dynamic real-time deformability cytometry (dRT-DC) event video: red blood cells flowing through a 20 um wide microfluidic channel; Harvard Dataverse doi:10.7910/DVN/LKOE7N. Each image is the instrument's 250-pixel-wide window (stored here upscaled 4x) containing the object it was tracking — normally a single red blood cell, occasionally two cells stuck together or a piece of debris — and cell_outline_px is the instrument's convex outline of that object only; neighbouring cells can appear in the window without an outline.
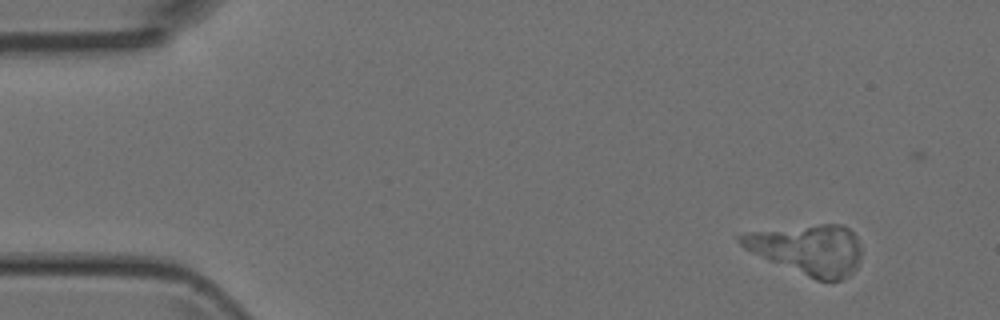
{"species": "Egyptian fruit bat (a non-hibernating species)", "species_latin": "Rousettus aegyptiacus", "temperature_condition": "room temperature", "stored_images_in_passage": 4, "camera_frame_rate_fps": 3000, "um_per_image_px": 0.085, "animal": {"sex": "female"}, "frame": {"image": 1, "passage_image": 1, "time_ms": 0.0, "image_size_px": [1000, 320], "cell_outline_px": [[860, 260], [856, 268], [848, 276], [840, 280], [816, 280], [768, 260], [744, 248], [736, 240], [736, 236], [752, 232], [820, 224], [840, 224], [848, 228], [856, 236], [860, 244]], "centroid_in_image_um": [68.69, 21.21], "position_along_channel_um": 16.3, "area_um2": 34.91}}